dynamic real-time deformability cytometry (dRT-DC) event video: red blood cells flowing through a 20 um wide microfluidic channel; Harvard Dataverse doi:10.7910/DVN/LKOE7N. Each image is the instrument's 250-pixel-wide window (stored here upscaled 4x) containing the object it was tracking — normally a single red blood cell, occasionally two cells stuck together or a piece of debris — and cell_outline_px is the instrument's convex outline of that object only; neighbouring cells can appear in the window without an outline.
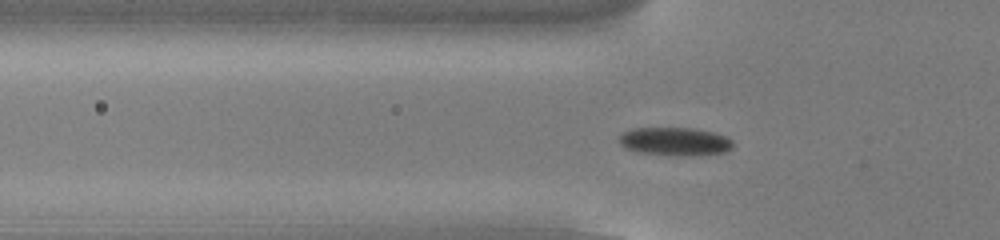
{"species": "common noctule bat (a hibernating species)", "species_latin": "Nyctalus noctula", "temperature_condition": "cold", "stored_images_in_passage": 53, "camera_frame_rate_fps": 3000, "um_per_image_px": 0.085, "animal": {"sex": "male", "body_mass_g": 13.0, "forearm_length_mm": 53.1}, "frame": {"image": 1, "passage_image": 17, "time_ms": 5.333, "image_size_px": [1000, 240], "cell_outline_px": [[732, 148], [724, 152], [700, 156], [668, 156], [636, 152], [624, 148], [616, 140], [624, 132], [632, 128], [692, 128], [712, 132], [728, 136], [732, 140]], "centroid_in_image_um": [57.35, 12.05], "position_along_channel_um": 68.5, "area_um2": 19.25}}
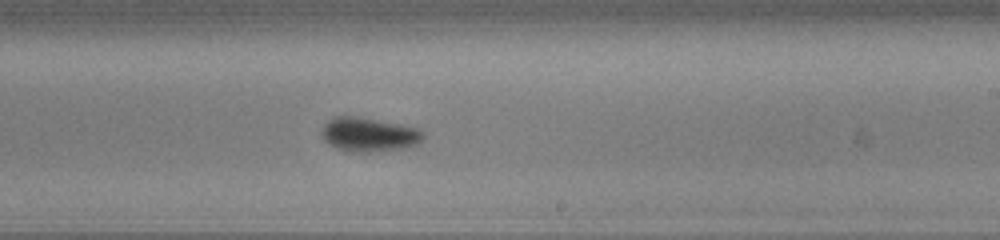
{"frame": {"image": 2, "passage_image": 32, "time_ms": 10.333, "image_size_px": [1000, 240], "cell_outline_px": [[424, 136], [416, 144], [408, 148], [372, 152], [348, 152], [336, 148], [324, 140], [320, 132], [320, 128], [332, 116], [352, 116], [404, 124], [416, 128], [424, 132]], "centroid_in_image_um": [31.33, 11.44], "position_along_channel_um": 257.7, "area_um2": 20.46}}
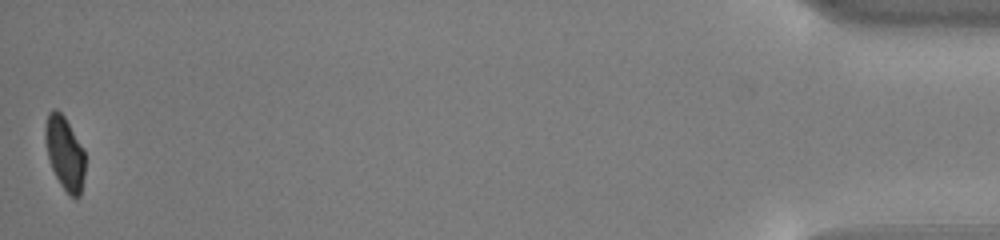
{"frame": {"image": 3, "passage_image": 53, "time_ms": 17.333, "image_size_px": [1000, 240], "cell_outline_px": [[84, 176], [80, 196], [76, 200], [60, 184], [52, 168], [48, 156], [44, 136], [44, 128], [48, 112], [52, 108], [56, 108], [64, 116], [84, 148]], "centroid_in_image_um": [5.5, 12.98], "position_along_channel_um": 429.7, "area_um2": 17.05}, "authors_computed_cell_mechanics": {"area_um2": 18.496, "velocity_mm_per_s": 3.8058, "shape_relaxation_time_tau1_ms": 2.2224, "shape_relaxation_time_tau2_ms": null, "deformation_change_tau1": 0.0952, "deformation_change_tau2": null}}